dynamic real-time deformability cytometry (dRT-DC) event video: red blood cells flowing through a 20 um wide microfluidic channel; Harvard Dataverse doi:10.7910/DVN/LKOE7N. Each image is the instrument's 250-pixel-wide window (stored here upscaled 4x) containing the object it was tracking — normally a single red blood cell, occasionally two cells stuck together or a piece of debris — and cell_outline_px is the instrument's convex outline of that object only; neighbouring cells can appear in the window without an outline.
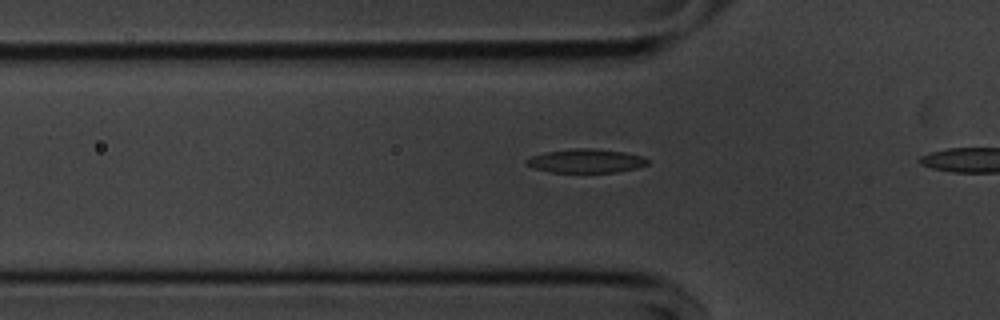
{"species": "common noctule bat (a hibernating species)", "species_latin": "Nyctalus noctula", "temperature_condition": "cold", "stored_images_in_passage": 12, "camera_frame_rate_fps": 3000, "um_per_image_px": 0.085, "animal": {"sex": "male", "body_mass_g": 20.1, "forearm_length_mm": 53.5}, "frame": {"image": 1, "passage_image": 6, "time_ms": 1.667, "image_size_px": [1000, 320], "cell_outline_px": [[648, 164], [636, 168], [616, 172], [552, 172], [536, 168], [524, 164], [524, 160], [532, 156], [544, 152], [572, 148], [592, 148], [624, 152], [644, 156], [648, 160]], "centroid_in_image_um": [49.8, 13.66], "position_along_channel_um": 76.0, "area_um2": 16.82}}
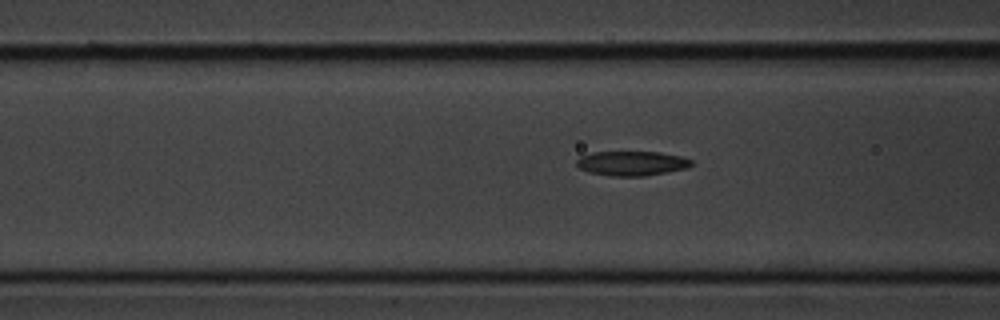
{"frame": {"image": 2, "passage_image": 9, "time_ms": 2.667, "image_size_px": [1000, 320], "cell_outline_px": [[692, 164], [684, 168], [644, 176], [608, 176], [588, 172], [580, 168], [576, 164], [576, 160], [580, 156], [592, 152], [660, 152], [680, 156], [692, 160]], "centroid_in_image_um": [53.63, 13.88], "position_along_channel_um": 113.0, "area_um2": 16.3}}